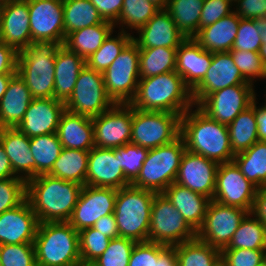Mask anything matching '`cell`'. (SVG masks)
<instances>
[{
    "mask_svg": "<svg viewBox=\"0 0 266 266\" xmlns=\"http://www.w3.org/2000/svg\"><path fill=\"white\" fill-rule=\"evenodd\" d=\"M221 263L224 266H262L264 250L222 249Z\"/></svg>",
    "mask_w": 266,
    "mask_h": 266,
    "instance_id": "51",
    "label": "cell"
},
{
    "mask_svg": "<svg viewBox=\"0 0 266 266\" xmlns=\"http://www.w3.org/2000/svg\"><path fill=\"white\" fill-rule=\"evenodd\" d=\"M56 41H35L18 52L17 73L33 98H54Z\"/></svg>",
    "mask_w": 266,
    "mask_h": 266,
    "instance_id": "4",
    "label": "cell"
},
{
    "mask_svg": "<svg viewBox=\"0 0 266 266\" xmlns=\"http://www.w3.org/2000/svg\"><path fill=\"white\" fill-rule=\"evenodd\" d=\"M26 198L25 180L21 178L0 179V214L19 206Z\"/></svg>",
    "mask_w": 266,
    "mask_h": 266,
    "instance_id": "49",
    "label": "cell"
},
{
    "mask_svg": "<svg viewBox=\"0 0 266 266\" xmlns=\"http://www.w3.org/2000/svg\"><path fill=\"white\" fill-rule=\"evenodd\" d=\"M114 24L103 21L100 24L85 27L70 33L64 45L72 52L77 53L85 60L96 52L103 44L104 40L114 32Z\"/></svg>",
    "mask_w": 266,
    "mask_h": 266,
    "instance_id": "32",
    "label": "cell"
},
{
    "mask_svg": "<svg viewBox=\"0 0 266 266\" xmlns=\"http://www.w3.org/2000/svg\"><path fill=\"white\" fill-rule=\"evenodd\" d=\"M115 104L106 92L102 72L85 65L78 75L72 95L65 102V108L72 113L92 118Z\"/></svg>",
    "mask_w": 266,
    "mask_h": 266,
    "instance_id": "11",
    "label": "cell"
},
{
    "mask_svg": "<svg viewBox=\"0 0 266 266\" xmlns=\"http://www.w3.org/2000/svg\"><path fill=\"white\" fill-rule=\"evenodd\" d=\"M33 97L23 79L16 73L0 100V127L15 128L23 119Z\"/></svg>",
    "mask_w": 266,
    "mask_h": 266,
    "instance_id": "28",
    "label": "cell"
},
{
    "mask_svg": "<svg viewBox=\"0 0 266 266\" xmlns=\"http://www.w3.org/2000/svg\"><path fill=\"white\" fill-rule=\"evenodd\" d=\"M0 41L17 52L32 44L28 0L1 2Z\"/></svg>",
    "mask_w": 266,
    "mask_h": 266,
    "instance_id": "19",
    "label": "cell"
},
{
    "mask_svg": "<svg viewBox=\"0 0 266 266\" xmlns=\"http://www.w3.org/2000/svg\"><path fill=\"white\" fill-rule=\"evenodd\" d=\"M264 265L266 266V248L264 249Z\"/></svg>",
    "mask_w": 266,
    "mask_h": 266,
    "instance_id": "66",
    "label": "cell"
},
{
    "mask_svg": "<svg viewBox=\"0 0 266 266\" xmlns=\"http://www.w3.org/2000/svg\"><path fill=\"white\" fill-rule=\"evenodd\" d=\"M254 85H233L206 96L197 107L209 118L228 125L257 99Z\"/></svg>",
    "mask_w": 266,
    "mask_h": 266,
    "instance_id": "13",
    "label": "cell"
},
{
    "mask_svg": "<svg viewBox=\"0 0 266 266\" xmlns=\"http://www.w3.org/2000/svg\"><path fill=\"white\" fill-rule=\"evenodd\" d=\"M218 166V163L186 150L182 155L175 183L212 200Z\"/></svg>",
    "mask_w": 266,
    "mask_h": 266,
    "instance_id": "20",
    "label": "cell"
},
{
    "mask_svg": "<svg viewBox=\"0 0 266 266\" xmlns=\"http://www.w3.org/2000/svg\"><path fill=\"white\" fill-rule=\"evenodd\" d=\"M111 239L93 227L79 231V253L82 262H93L103 254Z\"/></svg>",
    "mask_w": 266,
    "mask_h": 266,
    "instance_id": "45",
    "label": "cell"
},
{
    "mask_svg": "<svg viewBox=\"0 0 266 266\" xmlns=\"http://www.w3.org/2000/svg\"><path fill=\"white\" fill-rule=\"evenodd\" d=\"M232 6L234 5L231 0H204L199 20V30L232 13L234 11Z\"/></svg>",
    "mask_w": 266,
    "mask_h": 266,
    "instance_id": "52",
    "label": "cell"
},
{
    "mask_svg": "<svg viewBox=\"0 0 266 266\" xmlns=\"http://www.w3.org/2000/svg\"><path fill=\"white\" fill-rule=\"evenodd\" d=\"M204 0H168L166 11L186 38L199 31V20Z\"/></svg>",
    "mask_w": 266,
    "mask_h": 266,
    "instance_id": "38",
    "label": "cell"
},
{
    "mask_svg": "<svg viewBox=\"0 0 266 266\" xmlns=\"http://www.w3.org/2000/svg\"><path fill=\"white\" fill-rule=\"evenodd\" d=\"M162 193L197 232L203 224L210 199L175 182Z\"/></svg>",
    "mask_w": 266,
    "mask_h": 266,
    "instance_id": "30",
    "label": "cell"
},
{
    "mask_svg": "<svg viewBox=\"0 0 266 266\" xmlns=\"http://www.w3.org/2000/svg\"><path fill=\"white\" fill-rule=\"evenodd\" d=\"M240 23V17L233 11L212 25L198 31L193 39L209 52H230Z\"/></svg>",
    "mask_w": 266,
    "mask_h": 266,
    "instance_id": "29",
    "label": "cell"
},
{
    "mask_svg": "<svg viewBox=\"0 0 266 266\" xmlns=\"http://www.w3.org/2000/svg\"><path fill=\"white\" fill-rule=\"evenodd\" d=\"M230 53L233 57L234 64L248 83L254 85L256 79L258 80L260 78L263 80L265 65L259 52L231 50Z\"/></svg>",
    "mask_w": 266,
    "mask_h": 266,
    "instance_id": "47",
    "label": "cell"
},
{
    "mask_svg": "<svg viewBox=\"0 0 266 266\" xmlns=\"http://www.w3.org/2000/svg\"><path fill=\"white\" fill-rule=\"evenodd\" d=\"M156 192L129 185L117 189L114 216L119 237L148 241L151 207Z\"/></svg>",
    "mask_w": 266,
    "mask_h": 266,
    "instance_id": "6",
    "label": "cell"
},
{
    "mask_svg": "<svg viewBox=\"0 0 266 266\" xmlns=\"http://www.w3.org/2000/svg\"><path fill=\"white\" fill-rule=\"evenodd\" d=\"M18 52L0 41V74L17 73Z\"/></svg>",
    "mask_w": 266,
    "mask_h": 266,
    "instance_id": "56",
    "label": "cell"
},
{
    "mask_svg": "<svg viewBox=\"0 0 266 266\" xmlns=\"http://www.w3.org/2000/svg\"><path fill=\"white\" fill-rule=\"evenodd\" d=\"M135 243L136 241L130 238L111 239L103 254L93 263L96 266H128Z\"/></svg>",
    "mask_w": 266,
    "mask_h": 266,
    "instance_id": "46",
    "label": "cell"
},
{
    "mask_svg": "<svg viewBox=\"0 0 266 266\" xmlns=\"http://www.w3.org/2000/svg\"><path fill=\"white\" fill-rule=\"evenodd\" d=\"M181 116L180 136L187 151L202 155L218 164L232 162L228 127L209 118L197 106Z\"/></svg>",
    "mask_w": 266,
    "mask_h": 266,
    "instance_id": "2",
    "label": "cell"
},
{
    "mask_svg": "<svg viewBox=\"0 0 266 266\" xmlns=\"http://www.w3.org/2000/svg\"><path fill=\"white\" fill-rule=\"evenodd\" d=\"M240 248L251 250H264L266 248V226L251 213L244 217L232 240L224 249Z\"/></svg>",
    "mask_w": 266,
    "mask_h": 266,
    "instance_id": "40",
    "label": "cell"
},
{
    "mask_svg": "<svg viewBox=\"0 0 266 266\" xmlns=\"http://www.w3.org/2000/svg\"><path fill=\"white\" fill-rule=\"evenodd\" d=\"M92 227L100 231L102 234L106 235L110 239L119 237V231L114 214H109L105 215L104 217H100Z\"/></svg>",
    "mask_w": 266,
    "mask_h": 266,
    "instance_id": "57",
    "label": "cell"
},
{
    "mask_svg": "<svg viewBox=\"0 0 266 266\" xmlns=\"http://www.w3.org/2000/svg\"><path fill=\"white\" fill-rule=\"evenodd\" d=\"M19 178L12 169L10 160L5 152V149L0 141V179Z\"/></svg>",
    "mask_w": 266,
    "mask_h": 266,
    "instance_id": "61",
    "label": "cell"
},
{
    "mask_svg": "<svg viewBox=\"0 0 266 266\" xmlns=\"http://www.w3.org/2000/svg\"><path fill=\"white\" fill-rule=\"evenodd\" d=\"M39 221L27 198L0 214V245L34 243Z\"/></svg>",
    "mask_w": 266,
    "mask_h": 266,
    "instance_id": "23",
    "label": "cell"
},
{
    "mask_svg": "<svg viewBox=\"0 0 266 266\" xmlns=\"http://www.w3.org/2000/svg\"><path fill=\"white\" fill-rule=\"evenodd\" d=\"M76 266H96L93 262H82L80 261Z\"/></svg>",
    "mask_w": 266,
    "mask_h": 266,
    "instance_id": "65",
    "label": "cell"
},
{
    "mask_svg": "<svg viewBox=\"0 0 266 266\" xmlns=\"http://www.w3.org/2000/svg\"><path fill=\"white\" fill-rule=\"evenodd\" d=\"M217 266H224L221 262Z\"/></svg>",
    "mask_w": 266,
    "mask_h": 266,
    "instance_id": "68",
    "label": "cell"
},
{
    "mask_svg": "<svg viewBox=\"0 0 266 266\" xmlns=\"http://www.w3.org/2000/svg\"><path fill=\"white\" fill-rule=\"evenodd\" d=\"M148 151L149 149L132 143L115 148V156H119L120 168L131 184L137 179Z\"/></svg>",
    "mask_w": 266,
    "mask_h": 266,
    "instance_id": "44",
    "label": "cell"
},
{
    "mask_svg": "<svg viewBox=\"0 0 266 266\" xmlns=\"http://www.w3.org/2000/svg\"><path fill=\"white\" fill-rule=\"evenodd\" d=\"M158 266H177L175 246H165L157 243Z\"/></svg>",
    "mask_w": 266,
    "mask_h": 266,
    "instance_id": "58",
    "label": "cell"
},
{
    "mask_svg": "<svg viewBox=\"0 0 266 266\" xmlns=\"http://www.w3.org/2000/svg\"><path fill=\"white\" fill-rule=\"evenodd\" d=\"M257 187L242 174L234 161L219 164L212 200L226 206L240 207L251 213Z\"/></svg>",
    "mask_w": 266,
    "mask_h": 266,
    "instance_id": "14",
    "label": "cell"
},
{
    "mask_svg": "<svg viewBox=\"0 0 266 266\" xmlns=\"http://www.w3.org/2000/svg\"><path fill=\"white\" fill-rule=\"evenodd\" d=\"M256 99L253 101L255 106V118L258 124V140L266 141V104L257 107Z\"/></svg>",
    "mask_w": 266,
    "mask_h": 266,
    "instance_id": "60",
    "label": "cell"
},
{
    "mask_svg": "<svg viewBox=\"0 0 266 266\" xmlns=\"http://www.w3.org/2000/svg\"><path fill=\"white\" fill-rule=\"evenodd\" d=\"M196 238V231L163 193H156L150 216L148 241L176 246Z\"/></svg>",
    "mask_w": 266,
    "mask_h": 266,
    "instance_id": "8",
    "label": "cell"
},
{
    "mask_svg": "<svg viewBox=\"0 0 266 266\" xmlns=\"http://www.w3.org/2000/svg\"><path fill=\"white\" fill-rule=\"evenodd\" d=\"M62 148L57 133L30 138V150L35 160V177L48 174L52 170Z\"/></svg>",
    "mask_w": 266,
    "mask_h": 266,
    "instance_id": "41",
    "label": "cell"
},
{
    "mask_svg": "<svg viewBox=\"0 0 266 266\" xmlns=\"http://www.w3.org/2000/svg\"><path fill=\"white\" fill-rule=\"evenodd\" d=\"M212 62V52L204 50L193 38H186L176 50L175 71L192 91L204 78Z\"/></svg>",
    "mask_w": 266,
    "mask_h": 266,
    "instance_id": "25",
    "label": "cell"
},
{
    "mask_svg": "<svg viewBox=\"0 0 266 266\" xmlns=\"http://www.w3.org/2000/svg\"><path fill=\"white\" fill-rule=\"evenodd\" d=\"M233 85H252L241 75L230 52L212 53V62L203 80L191 91L194 106L206 96Z\"/></svg>",
    "mask_w": 266,
    "mask_h": 266,
    "instance_id": "18",
    "label": "cell"
},
{
    "mask_svg": "<svg viewBox=\"0 0 266 266\" xmlns=\"http://www.w3.org/2000/svg\"><path fill=\"white\" fill-rule=\"evenodd\" d=\"M251 214L266 226V187L257 189Z\"/></svg>",
    "mask_w": 266,
    "mask_h": 266,
    "instance_id": "59",
    "label": "cell"
},
{
    "mask_svg": "<svg viewBox=\"0 0 266 266\" xmlns=\"http://www.w3.org/2000/svg\"><path fill=\"white\" fill-rule=\"evenodd\" d=\"M63 17L65 38L76 30L104 21L90 0H63Z\"/></svg>",
    "mask_w": 266,
    "mask_h": 266,
    "instance_id": "37",
    "label": "cell"
},
{
    "mask_svg": "<svg viewBox=\"0 0 266 266\" xmlns=\"http://www.w3.org/2000/svg\"><path fill=\"white\" fill-rule=\"evenodd\" d=\"M177 266H217L221 262V250L197 237L175 246Z\"/></svg>",
    "mask_w": 266,
    "mask_h": 266,
    "instance_id": "36",
    "label": "cell"
},
{
    "mask_svg": "<svg viewBox=\"0 0 266 266\" xmlns=\"http://www.w3.org/2000/svg\"><path fill=\"white\" fill-rule=\"evenodd\" d=\"M262 45L260 33L257 32L255 19H242L232 50L259 52Z\"/></svg>",
    "mask_w": 266,
    "mask_h": 266,
    "instance_id": "50",
    "label": "cell"
},
{
    "mask_svg": "<svg viewBox=\"0 0 266 266\" xmlns=\"http://www.w3.org/2000/svg\"><path fill=\"white\" fill-rule=\"evenodd\" d=\"M248 213L243 208L226 206L210 200L203 224L197 230L196 237L222 250L228 246L241 221Z\"/></svg>",
    "mask_w": 266,
    "mask_h": 266,
    "instance_id": "12",
    "label": "cell"
},
{
    "mask_svg": "<svg viewBox=\"0 0 266 266\" xmlns=\"http://www.w3.org/2000/svg\"><path fill=\"white\" fill-rule=\"evenodd\" d=\"M181 116L169 112L142 111L133 108L130 143L153 149L180 136Z\"/></svg>",
    "mask_w": 266,
    "mask_h": 266,
    "instance_id": "9",
    "label": "cell"
},
{
    "mask_svg": "<svg viewBox=\"0 0 266 266\" xmlns=\"http://www.w3.org/2000/svg\"><path fill=\"white\" fill-rule=\"evenodd\" d=\"M129 104L137 110L180 116L194 107L191 90L176 71L140 78L136 94Z\"/></svg>",
    "mask_w": 266,
    "mask_h": 266,
    "instance_id": "3",
    "label": "cell"
},
{
    "mask_svg": "<svg viewBox=\"0 0 266 266\" xmlns=\"http://www.w3.org/2000/svg\"><path fill=\"white\" fill-rule=\"evenodd\" d=\"M34 248L37 266H76L79 232L69 222L39 223Z\"/></svg>",
    "mask_w": 266,
    "mask_h": 266,
    "instance_id": "5",
    "label": "cell"
},
{
    "mask_svg": "<svg viewBox=\"0 0 266 266\" xmlns=\"http://www.w3.org/2000/svg\"><path fill=\"white\" fill-rule=\"evenodd\" d=\"M128 266H158L157 243L136 242Z\"/></svg>",
    "mask_w": 266,
    "mask_h": 266,
    "instance_id": "53",
    "label": "cell"
},
{
    "mask_svg": "<svg viewBox=\"0 0 266 266\" xmlns=\"http://www.w3.org/2000/svg\"><path fill=\"white\" fill-rule=\"evenodd\" d=\"M56 133L63 148L90 151L94 147V128L88 116L65 110Z\"/></svg>",
    "mask_w": 266,
    "mask_h": 266,
    "instance_id": "27",
    "label": "cell"
},
{
    "mask_svg": "<svg viewBox=\"0 0 266 266\" xmlns=\"http://www.w3.org/2000/svg\"><path fill=\"white\" fill-rule=\"evenodd\" d=\"M112 34L113 32L104 40L102 46L85 60L89 68L103 73L133 37L131 33L123 31H118L115 36Z\"/></svg>",
    "mask_w": 266,
    "mask_h": 266,
    "instance_id": "43",
    "label": "cell"
},
{
    "mask_svg": "<svg viewBox=\"0 0 266 266\" xmlns=\"http://www.w3.org/2000/svg\"><path fill=\"white\" fill-rule=\"evenodd\" d=\"M2 266H37L33 243L0 245Z\"/></svg>",
    "mask_w": 266,
    "mask_h": 266,
    "instance_id": "48",
    "label": "cell"
},
{
    "mask_svg": "<svg viewBox=\"0 0 266 266\" xmlns=\"http://www.w3.org/2000/svg\"><path fill=\"white\" fill-rule=\"evenodd\" d=\"M255 24L257 32L260 33L262 39V45L259 50V55L264 65H266V17L255 19Z\"/></svg>",
    "mask_w": 266,
    "mask_h": 266,
    "instance_id": "62",
    "label": "cell"
},
{
    "mask_svg": "<svg viewBox=\"0 0 266 266\" xmlns=\"http://www.w3.org/2000/svg\"><path fill=\"white\" fill-rule=\"evenodd\" d=\"M89 151L62 148L48 175L65 181L85 185L88 171Z\"/></svg>",
    "mask_w": 266,
    "mask_h": 266,
    "instance_id": "33",
    "label": "cell"
},
{
    "mask_svg": "<svg viewBox=\"0 0 266 266\" xmlns=\"http://www.w3.org/2000/svg\"><path fill=\"white\" fill-rule=\"evenodd\" d=\"M242 174L257 188L266 184V141L258 140L248 150L238 153L233 160Z\"/></svg>",
    "mask_w": 266,
    "mask_h": 266,
    "instance_id": "35",
    "label": "cell"
},
{
    "mask_svg": "<svg viewBox=\"0 0 266 266\" xmlns=\"http://www.w3.org/2000/svg\"><path fill=\"white\" fill-rule=\"evenodd\" d=\"M229 139L234 155L248 150L258 141V124L255 106L252 104L227 125Z\"/></svg>",
    "mask_w": 266,
    "mask_h": 266,
    "instance_id": "34",
    "label": "cell"
},
{
    "mask_svg": "<svg viewBox=\"0 0 266 266\" xmlns=\"http://www.w3.org/2000/svg\"><path fill=\"white\" fill-rule=\"evenodd\" d=\"M102 75L111 99L116 104H129L140 80L138 45L131 40Z\"/></svg>",
    "mask_w": 266,
    "mask_h": 266,
    "instance_id": "10",
    "label": "cell"
},
{
    "mask_svg": "<svg viewBox=\"0 0 266 266\" xmlns=\"http://www.w3.org/2000/svg\"><path fill=\"white\" fill-rule=\"evenodd\" d=\"M14 75L15 74H0V100L2 99L10 80Z\"/></svg>",
    "mask_w": 266,
    "mask_h": 266,
    "instance_id": "63",
    "label": "cell"
},
{
    "mask_svg": "<svg viewBox=\"0 0 266 266\" xmlns=\"http://www.w3.org/2000/svg\"><path fill=\"white\" fill-rule=\"evenodd\" d=\"M0 141L10 160L14 174L26 182L35 177V160L30 138L17 127L1 128Z\"/></svg>",
    "mask_w": 266,
    "mask_h": 266,
    "instance_id": "26",
    "label": "cell"
},
{
    "mask_svg": "<svg viewBox=\"0 0 266 266\" xmlns=\"http://www.w3.org/2000/svg\"><path fill=\"white\" fill-rule=\"evenodd\" d=\"M83 185L65 181L48 174L38 175L26 182L27 200L39 223L68 222Z\"/></svg>",
    "mask_w": 266,
    "mask_h": 266,
    "instance_id": "1",
    "label": "cell"
},
{
    "mask_svg": "<svg viewBox=\"0 0 266 266\" xmlns=\"http://www.w3.org/2000/svg\"><path fill=\"white\" fill-rule=\"evenodd\" d=\"M32 42L65 43L63 0H28Z\"/></svg>",
    "mask_w": 266,
    "mask_h": 266,
    "instance_id": "17",
    "label": "cell"
},
{
    "mask_svg": "<svg viewBox=\"0 0 266 266\" xmlns=\"http://www.w3.org/2000/svg\"><path fill=\"white\" fill-rule=\"evenodd\" d=\"M159 10H165L167 7L168 0H149Z\"/></svg>",
    "mask_w": 266,
    "mask_h": 266,
    "instance_id": "64",
    "label": "cell"
},
{
    "mask_svg": "<svg viewBox=\"0 0 266 266\" xmlns=\"http://www.w3.org/2000/svg\"><path fill=\"white\" fill-rule=\"evenodd\" d=\"M85 185L115 189L131 185L120 168L119 156H115V148L94 146L89 151Z\"/></svg>",
    "mask_w": 266,
    "mask_h": 266,
    "instance_id": "22",
    "label": "cell"
},
{
    "mask_svg": "<svg viewBox=\"0 0 266 266\" xmlns=\"http://www.w3.org/2000/svg\"><path fill=\"white\" fill-rule=\"evenodd\" d=\"M177 48H139V76L147 78L176 69Z\"/></svg>",
    "mask_w": 266,
    "mask_h": 266,
    "instance_id": "39",
    "label": "cell"
},
{
    "mask_svg": "<svg viewBox=\"0 0 266 266\" xmlns=\"http://www.w3.org/2000/svg\"><path fill=\"white\" fill-rule=\"evenodd\" d=\"M116 195L115 188L84 185L68 222L78 232L92 227L100 217L114 213Z\"/></svg>",
    "mask_w": 266,
    "mask_h": 266,
    "instance_id": "16",
    "label": "cell"
},
{
    "mask_svg": "<svg viewBox=\"0 0 266 266\" xmlns=\"http://www.w3.org/2000/svg\"><path fill=\"white\" fill-rule=\"evenodd\" d=\"M137 33L132 40L138 48H178L186 39L166 10H159Z\"/></svg>",
    "mask_w": 266,
    "mask_h": 266,
    "instance_id": "24",
    "label": "cell"
},
{
    "mask_svg": "<svg viewBox=\"0 0 266 266\" xmlns=\"http://www.w3.org/2000/svg\"><path fill=\"white\" fill-rule=\"evenodd\" d=\"M234 12L242 19L266 17V0H236Z\"/></svg>",
    "mask_w": 266,
    "mask_h": 266,
    "instance_id": "54",
    "label": "cell"
},
{
    "mask_svg": "<svg viewBox=\"0 0 266 266\" xmlns=\"http://www.w3.org/2000/svg\"><path fill=\"white\" fill-rule=\"evenodd\" d=\"M159 9L154 6L149 0H124L121 9V14L118 20L114 23V27H121L119 31L126 33L131 29L138 31L142 28ZM127 29V31L125 30ZM129 29V30H128Z\"/></svg>",
    "mask_w": 266,
    "mask_h": 266,
    "instance_id": "42",
    "label": "cell"
},
{
    "mask_svg": "<svg viewBox=\"0 0 266 266\" xmlns=\"http://www.w3.org/2000/svg\"><path fill=\"white\" fill-rule=\"evenodd\" d=\"M185 151L184 140L181 136L171 143L149 149L140 173L131 185L162 193L175 182Z\"/></svg>",
    "mask_w": 266,
    "mask_h": 266,
    "instance_id": "7",
    "label": "cell"
},
{
    "mask_svg": "<svg viewBox=\"0 0 266 266\" xmlns=\"http://www.w3.org/2000/svg\"><path fill=\"white\" fill-rule=\"evenodd\" d=\"M263 79L266 80V65H265V73H264V77H263Z\"/></svg>",
    "mask_w": 266,
    "mask_h": 266,
    "instance_id": "67",
    "label": "cell"
},
{
    "mask_svg": "<svg viewBox=\"0 0 266 266\" xmlns=\"http://www.w3.org/2000/svg\"><path fill=\"white\" fill-rule=\"evenodd\" d=\"M85 59L62 45L55 58L54 98L66 102L72 95Z\"/></svg>",
    "mask_w": 266,
    "mask_h": 266,
    "instance_id": "31",
    "label": "cell"
},
{
    "mask_svg": "<svg viewBox=\"0 0 266 266\" xmlns=\"http://www.w3.org/2000/svg\"><path fill=\"white\" fill-rule=\"evenodd\" d=\"M65 103L55 98H33L17 128L29 138L56 133Z\"/></svg>",
    "mask_w": 266,
    "mask_h": 266,
    "instance_id": "21",
    "label": "cell"
},
{
    "mask_svg": "<svg viewBox=\"0 0 266 266\" xmlns=\"http://www.w3.org/2000/svg\"><path fill=\"white\" fill-rule=\"evenodd\" d=\"M133 107L115 104L109 110L92 117L94 146L113 149L131 141Z\"/></svg>",
    "mask_w": 266,
    "mask_h": 266,
    "instance_id": "15",
    "label": "cell"
},
{
    "mask_svg": "<svg viewBox=\"0 0 266 266\" xmlns=\"http://www.w3.org/2000/svg\"><path fill=\"white\" fill-rule=\"evenodd\" d=\"M99 15L113 24L118 20L124 0H90Z\"/></svg>",
    "mask_w": 266,
    "mask_h": 266,
    "instance_id": "55",
    "label": "cell"
}]
</instances>
